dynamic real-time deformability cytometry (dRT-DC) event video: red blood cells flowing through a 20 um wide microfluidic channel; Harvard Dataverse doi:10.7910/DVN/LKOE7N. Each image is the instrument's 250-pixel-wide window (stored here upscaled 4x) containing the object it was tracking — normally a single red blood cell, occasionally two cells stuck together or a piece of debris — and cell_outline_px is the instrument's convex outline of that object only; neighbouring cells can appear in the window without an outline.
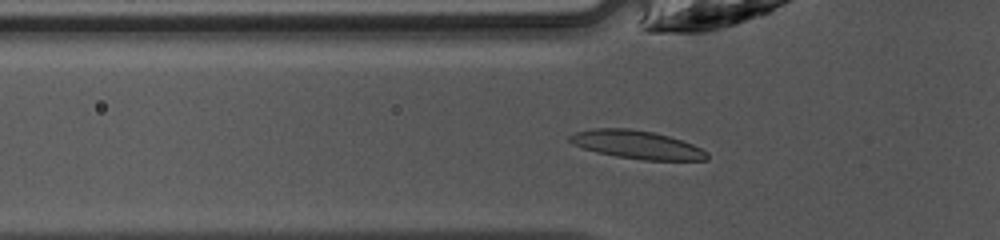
{"species": "common noctule bat (a hibernating species)", "species_latin": "Nyctalus noctula", "temperature_condition": "warm", "stored_images_in_passage": 35, "camera_frame_rate_fps": 3000, "um_per_image_px": 0.085, "animal": {"sex": "female", "body_mass_g": 10.0, "forearm_length_mm": 53.1}, "frame": {"image": 1, "passage_image": 4, "time_ms": 1.0, "image_size_px": [1000, 240], "cell_outline_px": [[708, 160], [644, 160], [616, 156], [596, 152], [572, 144], [568, 140], [568, 136], [576, 132], [592, 128], [632, 128], [652, 132], [668, 136], [692, 144], [708, 152]], "centroid_in_image_um": [54.11, 12.29], "position_along_channel_um": 71.7, "area_um2": 22.54}}
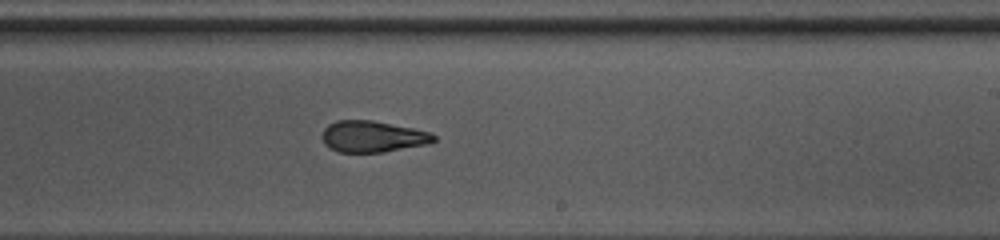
{"frame": {"image": 2, "passage_image": 17, "time_ms": 5.333, "image_size_px": [1000, 240], "cell_outline_px": [[436, 140], [428, 144], [384, 152], [336, 152], [328, 148], [324, 144], [320, 136], [324, 128], [328, 124], [336, 120], [372, 120], [432, 132], [436, 136]], "centroid_in_image_um": [31.64, 11.61], "position_along_channel_um": 257.4, "area_um2": 20.69}}
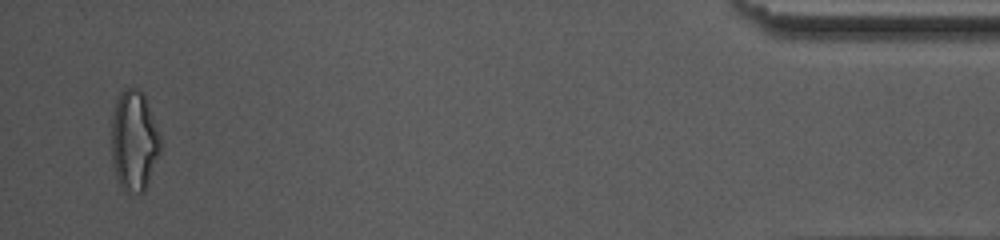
{"frame": {"image": 3, "passage_image": 34, "time_ms": 11.0, "image_size_px": [1000, 240], "cell_outline_px": [[160, 152], [144, 192], [140, 196], [128, 196], [120, 188], [116, 180], [112, 164], [112, 112], [116, 100], [120, 92], [124, 88], [140, 88], [144, 96], [160, 136]], "centroid_in_image_um": [11.36, 12.06], "position_along_channel_um": 423.8, "area_um2": 29.19}, "authors_computed_cell_mechanics": {"area_um2": 21.4438, "velocity_mm_per_s": 4.2527, "shape_relaxation_time_tau1_ms": 4.4044, "shape_relaxation_time_tau2_ms": 2.1845, "deformation_change_tau1": 0.1626, "deformation_change_tau2": 0.1033}}